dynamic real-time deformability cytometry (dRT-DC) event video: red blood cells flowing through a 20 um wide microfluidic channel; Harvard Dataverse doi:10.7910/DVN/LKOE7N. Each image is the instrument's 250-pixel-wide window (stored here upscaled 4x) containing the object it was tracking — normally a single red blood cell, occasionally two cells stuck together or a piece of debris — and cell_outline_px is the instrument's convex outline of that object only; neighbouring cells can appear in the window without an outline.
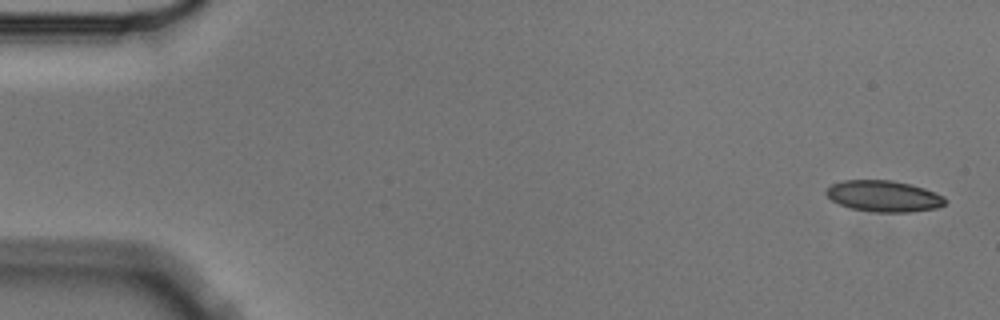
{"species": "Egyptian fruit bat (a non-hibernating species)", "species_latin": "Rousettus aegyptiacus", "temperature_condition": "cold", "stored_images_in_passage": 6, "camera_frame_rate_fps": 3000, "um_per_image_px": 0.085, "animal": {"sex": "male"}, "frame": {"image": 1, "passage_image": 1, "time_ms": 0.0, "image_size_px": [1000, 320], "cell_outline_px": [[948, 200], [944, 204], [936, 208], [908, 212], [876, 212], [848, 208], [832, 200], [824, 192], [832, 184], [844, 180], [892, 180], [912, 184], [936, 192], [944, 196]], "centroid_in_image_um": [75.14, 16.67], "position_along_channel_um": 9.9, "area_um2": 21.73}}